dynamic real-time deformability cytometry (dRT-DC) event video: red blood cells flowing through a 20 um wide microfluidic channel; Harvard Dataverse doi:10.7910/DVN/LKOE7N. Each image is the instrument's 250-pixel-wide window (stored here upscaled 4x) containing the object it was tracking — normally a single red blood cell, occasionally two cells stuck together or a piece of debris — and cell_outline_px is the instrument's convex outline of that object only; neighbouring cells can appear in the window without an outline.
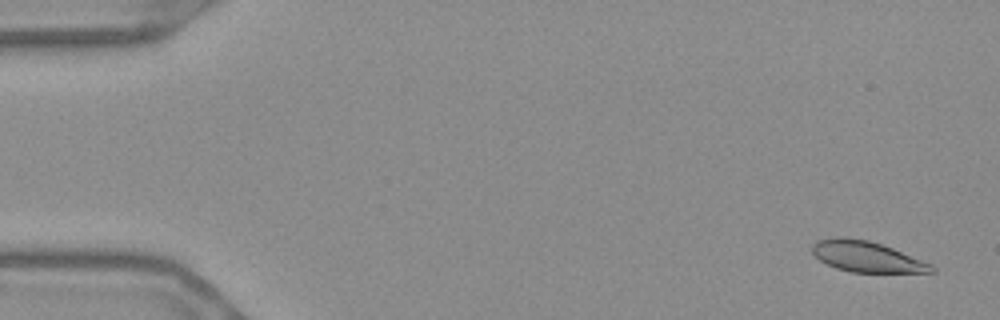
{"species": "Egyptian fruit bat (a non-hibernating species)", "species_latin": "Rousettus aegyptiacus", "temperature_condition": "warm", "stored_images_in_passage": 56, "camera_frame_rate_fps": 3000, "um_per_image_px": 0.085, "frame": {"image": 1, "passage_image": 3, "time_ms": 0.667, "image_size_px": [1000, 320], "cell_outline_px": [[936, 272], [852, 272], [836, 268], [820, 260], [812, 252], [812, 244], [816, 240], [840, 236], [868, 240], [892, 248], [932, 264], [936, 268]], "centroid_in_image_um": [73.65, 21.81], "position_along_channel_um": 11.3, "area_um2": 21.21}}
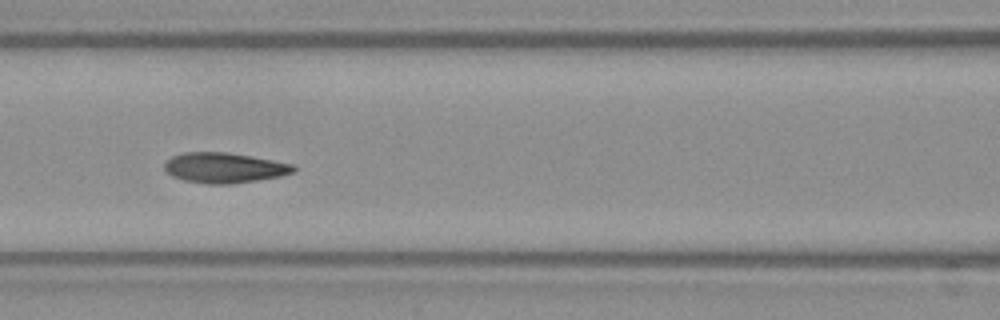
{"frame": {"image": 2, "passage_image": 25, "time_ms": 8.0, "image_size_px": [1000, 320], "cell_outline_px": [[296, 172], [280, 176], [232, 184], [204, 184], [184, 180], [172, 176], [164, 172], [164, 160], [172, 156], [184, 152], [228, 152], [272, 160], [292, 164], [296, 168]], "centroid_in_image_um": [19.01, 14.26], "position_along_channel_um": 147.6, "area_um2": 22.95}}
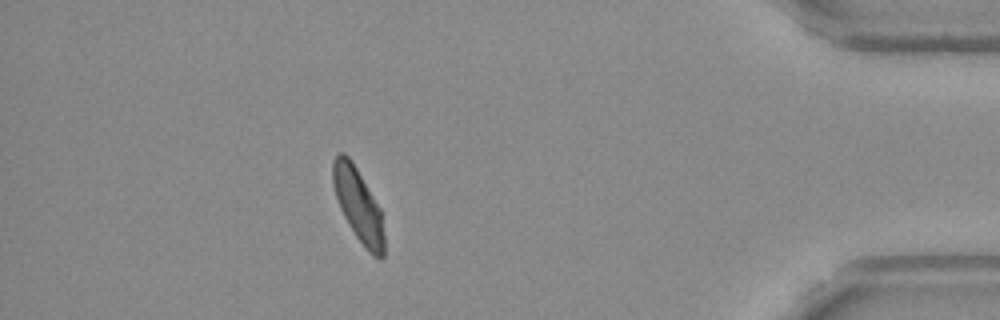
{"frame": {"image": 3, "passage_image": 50, "time_ms": 16.333, "image_size_px": [1000, 320], "cell_outline_px": [[384, 256], [380, 260], [372, 256], [368, 252], [356, 236], [348, 224], [340, 208], [332, 184], [332, 160], [340, 152], [344, 152], [352, 160], [380, 208], [384, 236]], "centroid_in_image_um": [30.45, 17.43], "position_along_channel_um": 404.8, "area_um2": 21.91}, "authors_computed_cell_mechanics": {"area_um2": 22.4553, "velocity_mm_per_s": 3.6573, "shape_relaxation_time_tau1_ms": 4.7776, "shape_relaxation_time_tau2_ms": 2.08, "deformation_change_tau1": 0.1483, "deformation_change_tau2": 0.0245}}